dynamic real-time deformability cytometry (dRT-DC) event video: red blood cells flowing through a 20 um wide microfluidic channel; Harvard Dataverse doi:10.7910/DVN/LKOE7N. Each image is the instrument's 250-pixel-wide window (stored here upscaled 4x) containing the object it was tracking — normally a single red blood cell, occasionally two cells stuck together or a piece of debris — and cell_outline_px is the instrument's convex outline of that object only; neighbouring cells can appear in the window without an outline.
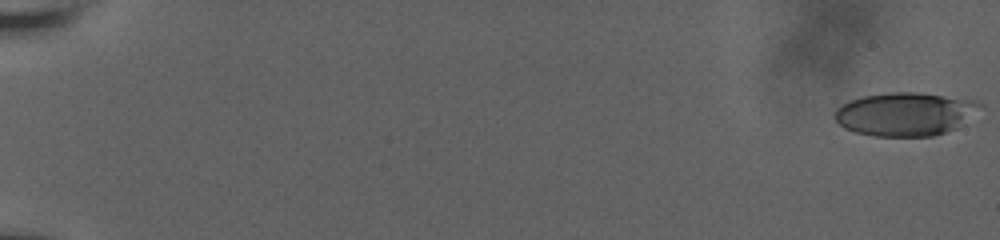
{"species": "human", "species_latin": "Homo sapiens", "temperature_condition": "room temperature", "stored_images_in_passage": 60, "camera_frame_rate_fps": 3000, "um_per_image_px": 0.085, "donor": {"sex": "male"}, "frame": {"image": 1, "passage_image": 1, "time_ms": 0.0, "image_size_px": [1000, 240], "cell_outline_px": [[984, 108], [956, 128], [932, 136], [872, 136], [856, 132], [844, 128], [836, 120], [836, 108], [852, 100], [864, 96], [888, 92], [916, 92], [976, 100], [984, 104]], "centroid_in_image_um": [77.0, 9.69], "position_along_channel_um": 8.0, "area_um2": 36.7}}
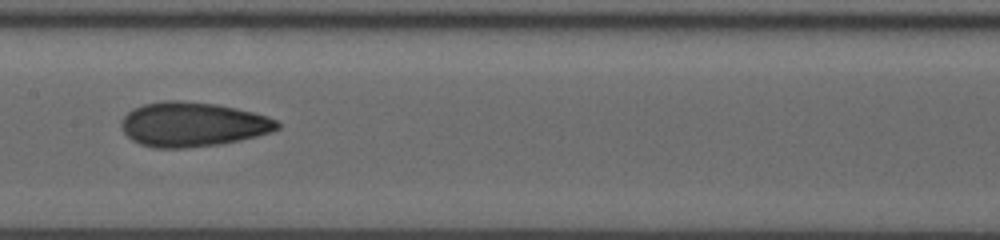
{"frame": {"image": 2, "passage_image": 34, "time_ms": 11.0, "image_size_px": [1000, 240], "cell_outline_px": [[280, 128], [272, 132], [240, 140], [220, 144], [184, 148], [156, 148], [140, 144], [132, 140], [124, 132], [120, 124], [124, 116], [132, 108], [144, 104], [164, 100], [180, 100], [216, 104], [236, 108], [268, 116], [276, 120], [280, 124]], "centroid_in_image_um": [16.38, 10.57], "position_along_channel_um": 191.0, "area_um2": 40.52}}
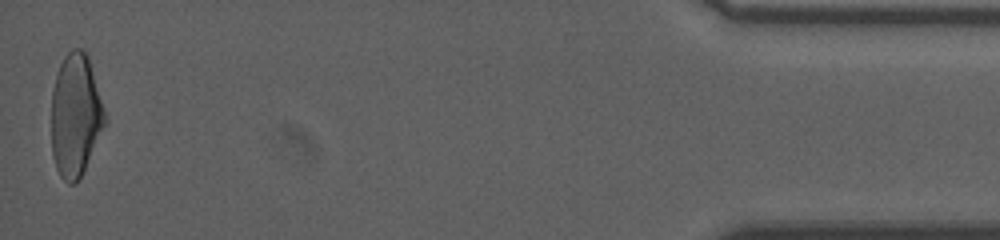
{"frame": {"image": 3, "passage_image": 60, "time_ms": 19.667, "image_size_px": [1000, 240], "cell_outline_px": [[104, 124], [84, 168], [76, 184], [68, 184], [60, 176], [56, 168], [52, 156], [52, 92], [56, 76], [60, 64], [64, 56], [72, 48], [80, 48], [88, 56], [104, 112]], "centroid_in_image_um": [6.37, 9.8], "position_along_channel_um": 428.8, "area_um2": 37.28}, "authors_computed_cell_mechanics": {"area_um2": 37.859, "velocity_mm_per_s": 3.6761, "shape_relaxation_time_tau1_ms": 7.1995, "shape_relaxation_time_tau2_ms": 2.1178, "deformation_change_tau1": 0.1716, "deformation_change_tau2": 0.0929}}